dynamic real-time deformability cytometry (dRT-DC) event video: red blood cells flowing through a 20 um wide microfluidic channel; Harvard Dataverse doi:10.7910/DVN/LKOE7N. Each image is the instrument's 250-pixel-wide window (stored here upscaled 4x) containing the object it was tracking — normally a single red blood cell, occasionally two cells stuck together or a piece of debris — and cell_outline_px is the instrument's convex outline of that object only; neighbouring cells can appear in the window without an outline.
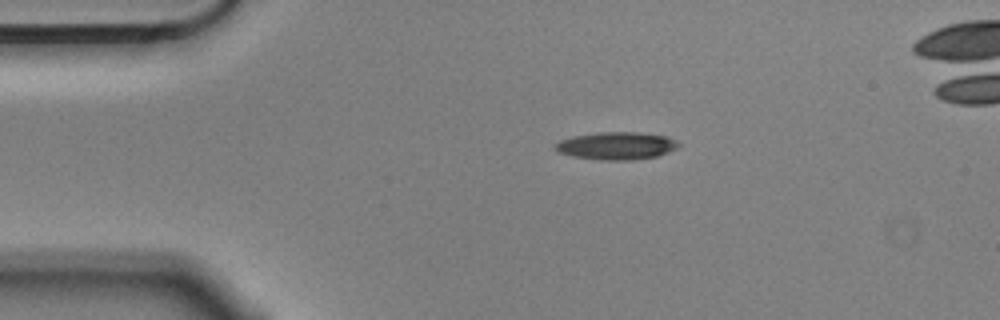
{"species": "Egyptian fruit bat (a non-hibernating species)", "species_latin": "Rousettus aegyptiacus", "temperature_condition": "cold", "stored_images_in_passage": 5, "camera_frame_rate_fps": 3000, "um_per_image_px": 0.085, "animal": {"sex": "male"}, "frame": {"image": 1, "passage_image": 2, "time_ms": 0.333, "image_size_px": [1000, 320], "cell_outline_px": [[680, 144], [676, 148], [656, 156], [632, 160], [600, 160], [572, 156], [560, 152], [556, 148], [556, 144], [560, 140], [572, 136], [600, 132], [640, 132], [668, 136], [676, 140]], "centroid_in_image_um": [52.42, 12.38], "position_along_channel_um": 32.6, "area_um2": 19.71}}
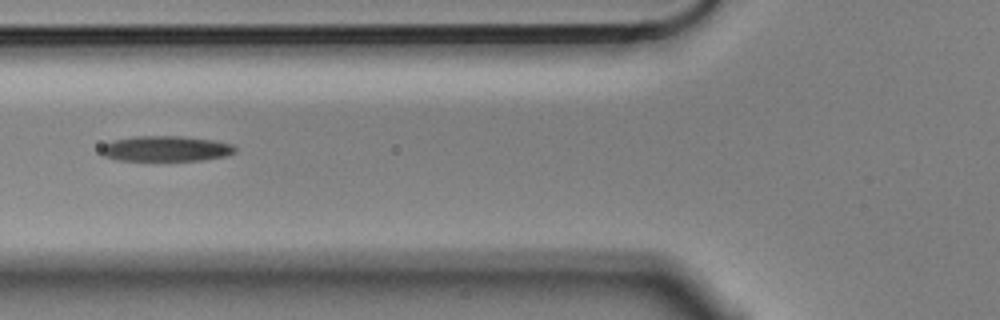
{"frame": {"image": 2, "passage_image": 5, "time_ms": 1.333, "image_size_px": [1000, 320], "cell_outline_px": [[236, 152], [224, 156], [200, 160], [120, 160], [104, 156], [100, 152], [100, 148], [104, 144], [112, 140], [132, 136], [184, 136], [216, 140], [232, 144], [236, 148]], "centroid_in_image_um": [14.09, 12.62], "position_along_channel_um": 111.7, "area_um2": 19.94}}